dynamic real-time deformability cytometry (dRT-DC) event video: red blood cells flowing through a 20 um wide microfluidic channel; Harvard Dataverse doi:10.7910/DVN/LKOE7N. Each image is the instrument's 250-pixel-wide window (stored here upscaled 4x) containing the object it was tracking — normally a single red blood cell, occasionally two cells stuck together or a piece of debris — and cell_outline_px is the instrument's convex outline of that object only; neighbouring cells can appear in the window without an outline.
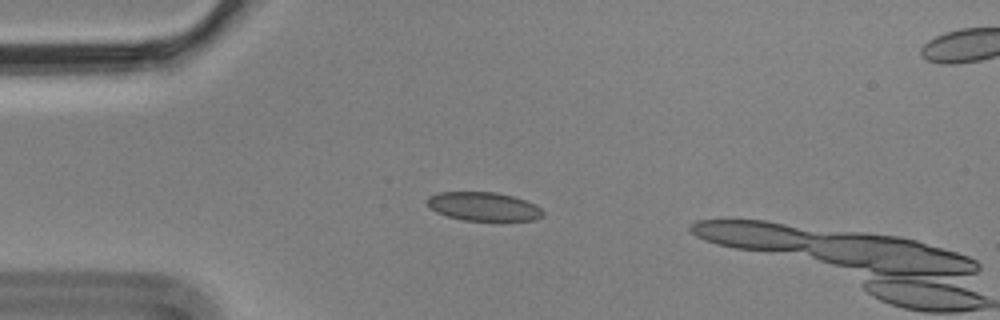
{"species": "Egyptian fruit bat (a non-hibernating species)", "species_latin": "Rousettus aegyptiacus", "temperature_condition": "cold", "stored_images_in_passage": 3, "camera_frame_rate_fps": 3000, "um_per_image_px": 0.085, "animal": {"sex": "male"}, "frame": {"image": 1, "passage_image": 2, "time_ms": 0.333, "image_size_px": [1000, 320], "cell_outline_px": [[544, 216], [536, 220], [464, 220], [448, 216], [436, 212], [424, 200], [428, 196], [436, 192], [496, 192], [512, 196], [536, 204], [544, 212]], "centroid_in_image_um": [41.1, 17.54], "position_along_channel_um": 43.9, "area_um2": 19.36}}